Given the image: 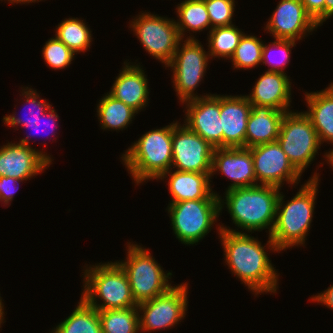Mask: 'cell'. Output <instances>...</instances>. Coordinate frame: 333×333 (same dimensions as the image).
I'll use <instances>...</instances> for the list:
<instances>
[{
    "instance_id": "1",
    "label": "cell",
    "mask_w": 333,
    "mask_h": 333,
    "mask_svg": "<svg viewBox=\"0 0 333 333\" xmlns=\"http://www.w3.org/2000/svg\"><path fill=\"white\" fill-rule=\"evenodd\" d=\"M218 232L224 248V260L231 273L255 293V296L264 292L277 293L279 275L265 249L278 253L279 251L270 236L266 246H263L254 236L230 229L223 224L218 227Z\"/></svg>"
},
{
    "instance_id": "2",
    "label": "cell",
    "mask_w": 333,
    "mask_h": 333,
    "mask_svg": "<svg viewBox=\"0 0 333 333\" xmlns=\"http://www.w3.org/2000/svg\"><path fill=\"white\" fill-rule=\"evenodd\" d=\"M280 190L262 184L226 190L225 200L219 196L220 212L226 204L235 226L249 233L269 229L270 236L276 221Z\"/></svg>"
},
{
    "instance_id": "3",
    "label": "cell",
    "mask_w": 333,
    "mask_h": 333,
    "mask_svg": "<svg viewBox=\"0 0 333 333\" xmlns=\"http://www.w3.org/2000/svg\"><path fill=\"white\" fill-rule=\"evenodd\" d=\"M318 181H320L319 173L313 174L296 195L286 203L283 201L285 196L280 192L276 221L270 234V238L279 252L294 246H305L314 214Z\"/></svg>"
},
{
    "instance_id": "4",
    "label": "cell",
    "mask_w": 333,
    "mask_h": 333,
    "mask_svg": "<svg viewBox=\"0 0 333 333\" xmlns=\"http://www.w3.org/2000/svg\"><path fill=\"white\" fill-rule=\"evenodd\" d=\"M132 144L120 158L137 185L158 180L171 169L172 123L146 132Z\"/></svg>"
},
{
    "instance_id": "5",
    "label": "cell",
    "mask_w": 333,
    "mask_h": 333,
    "mask_svg": "<svg viewBox=\"0 0 333 333\" xmlns=\"http://www.w3.org/2000/svg\"><path fill=\"white\" fill-rule=\"evenodd\" d=\"M81 298L97 310L126 309L138 304L125 271L117 262L99 263L84 269ZM99 299L103 302L98 304Z\"/></svg>"
},
{
    "instance_id": "6",
    "label": "cell",
    "mask_w": 333,
    "mask_h": 333,
    "mask_svg": "<svg viewBox=\"0 0 333 333\" xmlns=\"http://www.w3.org/2000/svg\"><path fill=\"white\" fill-rule=\"evenodd\" d=\"M127 243L126 259L116 262L128 277L136 303L139 304L168 292L173 287L168 280L171 279L172 273L164 272L162 266L148 251L149 249L133 242Z\"/></svg>"
},
{
    "instance_id": "7",
    "label": "cell",
    "mask_w": 333,
    "mask_h": 333,
    "mask_svg": "<svg viewBox=\"0 0 333 333\" xmlns=\"http://www.w3.org/2000/svg\"><path fill=\"white\" fill-rule=\"evenodd\" d=\"M167 211L173 232L179 242L193 245L205 238L217 222L216 219L220 215L219 199L169 203Z\"/></svg>"
},
{
    "instance_id": "8",
    "label": "cell",
    "mask_w": 333,
    "mask_h": 333,
    "mask_svg": "<svg viewBox=\"0 0 333 333\" xmlns=\"http://www.w3.org/2000/svg\"><path fill=\"white\" fill-rule=\"evenodd\" d=\"M293 166L302 174L320 149L317 132L303 112H286L276 140Z\"/></svg>"
},
{
    "instance_id": "9",
    "label": "cell",
    "mask_w": 333,
    "mask_h": 333,
    "mask_svg": "<svg viewBox=\"0 0 333 333\" xmlns=\"http://www.w3.org/2000/svg\"><path fill=\"white\" fill-rule=\"evenodd\" d=\"M181 39L172 61L166 66L173 70V84L180 102L204 97L195 94V89L203 80L209 62V52L205 51L195 36ZM183 44H182V43ZM182 45V46H181ZM181 48V49H180Z\"/></svg>"
},
{
    "instance_id": "10",
    "label": "cell",
    "mask_w": 333,
    "mask_h": 333,
    "mask_svg": "<svg viewBox=\"0 0 333 333\" xmlns=\"http://www.w3.org/2000/svg\"><path fill=\"white\" fill-rule=\"evenodd\" d=\"M132 20L131 31L145 51L166 67L172 61L181 40L175 20L151 12L140 13Z\"/></svg>"
},
{
    "instance_id": "11",
    "label": "cell",
    "mask_w": 333,
    "mask_h": 333,
    "mask_svg": "<svg viewBox=\"0 0 333 333\" xmlns=\"http://www.w3.org/2000/svg\"><path fill=\"white\" fill-rule=\"evenodd\" d=\"M187 295L188 283L185 282L173 286L163 295L139 303L140 333L171 329L181 322L188 307Z\"/></svg>"
},
{
    "instance_id": "12",
    "label": "cell",
    "mask_w": 333,
    "mask_h": 333,
    "mask_svg": "<svg viewBox=\"0 0 333 333\" xmlns=\"http://www.w3.org/2000/svg\"><path fill=\"white\" fill-rule=\"evenodd\" d=\"M182 125L179 121L172 123L171 169L211 173L214 147L184 123Z\"/></svg>"
},
{
    "instance_id": "13",
    "label": "cell",
    "mask_w": 333,
    "mask_h": 333,
    "mask_svg": "<svg viewBox=\"0 0 333 333\" xmlns=\"http://www.w3.org/2000/svg\"><path fill=\"white\" fill-rule=\"evenodd\" d=\"M249 149L257 184L260 181L259 184L281 188L286 181L287 184L298 185L302 174L293 166L277 141Z\"/></svg>"
},
{
    "instance_id": "14",
    "label": "cell",
    "mask_w": 333,
    "mask_h": 333,
    "mask_svg": "<svg viewBox=\"0 0 333 333\" xmlns=\"http://www.w3.org/2000/svg\"><path fill=\"white\" fill-rule=\"evenodd\" d=\"M317 27L300 0H280L264 28L273 35L274 40L298 41Z\"/></svg>"
},
{
    "instance_id": "15",
    "label": "cell",
    "mask_w": 333,
    "mask_h": 333,
    "mask_svg": "<svg viewBox=\"0 0 333 333\" xmlns=\"http://www.w3.org/2000/svg\"><path fill=\"white\" fill-rule=\"evenodd\" d=\"M183 104L187 109L185 125L214 148H222L220 95L206 94Z\"/></svg>"
},
{
    "instance_id": "16",
    "label": "cell",
    "mask_w": 333,
    "mask_h": 333,
    "mask_svg": "<svg viewBox=\"0 0 333 333\" xmlns=\"http://www.w3.org/2000/svg\"><path fill=\"white\" fill-rule=\"evenodd\" d=\"M51 155L20 143L8 142L0 147V176L30 179L49 168Z\"/></svg>"
},
{
    "instance_id": "17",
    "label": "cell",
    "mask_w": 333,
    "mask_h": 333,
    "mask_svg": "<svg viewBox=\"0 0 333 333\" xmlns=\"http://www.w3.org/2000/svg\"><path fill=\"white\" fill-rule=\"evenodd\" d=\"M216 171L232 180L227 190L258 185L249 148H214L211 177Z\"/></svg>"
},
{
    "instance_id": "18",
    "label": "cell",
    "mask_w": 333,
    "mask_h": 333,
    "mask_svg": "<svg viewBox=\"0 0 333 333\" xmlns=\"http://www.w3.org/2000/svg\"><path fill=\"white\" fill-rule=\"evenodd\" d=\"M252 104L245 95H220L222 147H245L247 121Z\"/></svg>"
},
{
    "instance_id": "19",
    "label": "cell",
    "mask_w": 333,
    "mask_h": 333,
    "mask_svg": "<svg viewBox=\"0 0 333 333\" xmlns=\"http://www.w3.org/2000/svg\"><path fill=\"white\" fill-rule=\"evenodd\" d=\"M131 64L133 63L124 62L122 70L108 93L139 113L148 105L150 91L143 68L138 63Z\"/></svg>"
},
{
    "instance_id": "20",
    "label": "cell",
    "mask_w": 333,
    "mask_h": 333,
    "mask_svg": "<svg viewBox=\"0 0 333 333\" xmlns=\"http://www.w3.org/2000/svg\"><path fill=\"white\" fill-rule=\"evenodd\" d=\"M286 73L265 71L258 78L251 94L245 95L251 104L270 106L273 109L290 112L291 85Z\"/></svg>"
},
{
    "instance_id": "21",
    "label": "cell",
    "mask_w": 333,
    "mask_h": 333,
    "mask_svg": "<svg viewBox=\"0 0 333 333\" xmlns=\"http://www.w3.org/2000/svg\"><path fill=\"white\" fill-rule=\"evenodd\" d=\"M168 178V189L172 196L170 203L198 199H219L211 188V173L182 172L172 169L158 179Z\"/></svg>"
},
{
    "instance_id": "22",
    "label": "cell",
    "mask_w": 333,
    "mask_h": 333,
    "mask_svg": "<svg viewBox=\"0 0 333 333\" xmlns=\"http://www.w3.org/2000/svg\"><path fill=\"white\" fill-rule=\"evenodd\" d=\"M285 113L270 106L252 104L247 121L245 148L275 142Z\"/></svg>"
},
{
    "instance_id": "23",
    "label": "cell",
    "mask_w": 333,
    "mask_h": 333,
    "mask_svg": "<svg viewBox=\"0 0 333 333\" xmlns=\"http://www.w3.org/2000/svg\"><path fill=\"white\" fill-rule=\"evenodd\" d=\"M308 110L304 113L310 118L321 144L333 145V83L317 92H305Z\"/></svg>"
},
{
    "instance_id": "24",
    "label": "cell",
    "mask_w": 333,
    "mask_h": 333,
    "mask_svg": "<svg viewBox=\"0 0 333 333\" xmlns=\"http://www.w3.org/2000/svg\"><path fill=\"white\" fill-rule=\"evenodd\" d=\"M51 333H102L99 310L80 298L71 315L53 328Z\"/></svg>"
},
{
    "instance_id": "25",
    "label": "cell",
    "mask_w": 333,
    "mask_h": 333,
    "mask_svg": "<svg viewBox=\"0 0 333 333\" xmlns=\"http://www.w3.org/2000/svg\"><path fill=\"white\" fill-rule=\"evenodd\" d=\"M136 114L138 113L134 109L112 97L108 92L97 105V116L104 130H123L132 123Z\"/></svg>"
},
{
    "instance_id": "26",
    "label": "cell",
    "mask_w": 333,
    "mask_h": 333,
    "mask_svg": "<svg viewBox=\"0 0 333 333\" xmlns=\"http://www.w3.org/2000/svg\"><path fill=\"white\" fill-rule=\"evenodd\" d=\"M179 19L176 22L181 39L185 32L190 30L194 33L205 29L211 30V23L204 0H185L176 7Z\"/></svg>"
},
{
    "instance_id": "27",
    "label": "cell",
    "mask_w": 333,
    "mask_h": 333,
    "mask_svg": "<svg viewBox=\"0 0 333 333\" xmlns=\"http://www.w3.org/2000/svg\"><path fill=\"white\" fill-rule=\"evenodd\" d=\"M55 37L74 53L88 51L92 43V34L84 19L65 18L56 26Z\"/></svg>"
},
{
    "instance_id": "28",
    "label": "cell",
    "mask_w": 333,
    "mask_h": 333,
    "mask_svg": "<svg viewBox=\"0 0 333 333\" xmlns=\"http://www.w3.org/2000/svg\"><path fill=\"white\" fill-rule=\"evenodd\" d=\"M102 333L140 332L138 307L99 310Z\"/></svg>"
},
{
    "instance_id": "29",
    "label": "cell",
    "mask_w": 333,
    "mask_h": 333,
    "mask_svg": "<svg viewBox=\"0 0 333 333\" xmlns=\"http://www.w3.org/2000/svg\"><path fill=\"white\" fill-rule=\"evenodd\" d=\"M208 52L209 56L213 58H226L230 59L239 45L240 39L244 32L234 24L229 26L216 27L208 32Z\"/></svg>"
},
{
    "instance_id": "30",
    "label": "cell",
    "mask_w": 333,
    "mask_h": 333,
    "mask_svg": "<svg viewBox=\"0 0 333 333\" xmlns=\"http://www.w3.org/2000/svg\"><path fill=\"white\" fill-rule=\"evenodd\" d=\"M254 35L243 34L234 55L230 58L233 68L248 70L262 62L263 41Z\"/></svg>"
},
{
    "instance_id": "31",
    "label": "cell",
    "mask_w": 333,
    "mask_h": 333,
    "mask_svg": "<svg viewBox=\"0 0 333 333\" xmlns=\"http://www.w3.org/2000/svg\"><path fill=\"white\" fill-rule=\"evenodd\" d=\"M294 40L275 39L270 45L264 44L262 49V64L270 67L268 71H278L285 73L284 69L290 61L291 48L296 46ZM279 53L281 57L275 59L274 52ZM273 54V55H272ZM274 59H272L273 57ZM277 56V54H276ZM279 59V61H278Z\"/></svg>"
},
{
    "instance_id": "32",
    "label": "cell",
    "mask_w": 333,
    "mask_h": 333,
    "mask_svg": "<svg viewBox=\"0 0 333 333\" xmlns=\"http://www.w3.org/2000/svg\"><path fill=\"white\" fill-rule=\"evenodd\" d=\"M42 49L45 63L54 70H61L69 66L76 55V53L56 37L46 41Z\"/></svg>"
},
{
    "instance_id": "33",
    "label": "cell",
    "mask_w": 333,
    "mask_h": 333,
    "mask_svg": "<svg viewBox=\"0 0 333 333\" xmlns=\"http://www.w3.org/2000/svg\"><path fill=\"white\" fill-rule=\"evenodd\" d=\"M22 92L20 94V96H23L25 99V102L27 104H30L33 108L30 107V112H29V116L32 118H25L24 119L17 117L16 113H12L11 115H6L3 117V123H5L8 126L11 127H15V125L19 122V121H33L34 119H38L40 115H43L46 111H48V109L52 106L51 104L47 103L46 99H41L40 95L36 92V90L29 88V87H24L21 88ZM35 109V110H34ZM34 110V111H33ZM37 111V112H35Z\"/></svg>"
},
{
    "instance_id": "34",
    "label": "cell",
    "mask_w": 333,
    "mask_h": 333,
    "mask_svg": "<svg viewBox=\"0 0 333 333\" xmlns=\"http://www.w3.org/2000/svg\"><path fill=\"white\" fill-rule=\"evenodd\" d=\"M209 14L211 29L233 25L235 0H204Z\"/></svg>"
},
{
    "instance_id": "35",
    "label": "cell",
    "mask_w": 333,
    "mask_h": 333,
    "mask_svg": "<svg viewBox=\"0 0 333 333\" xmlns=\"http://www.w3.org/2000/svg\"><path fill=\"white\" fill-rule=\"evenodd\" d=\"M58 114L56 113L55 109L52 108V106L48 109V111H46L43 115H40L38 119H34L33 121H19L16 125H15V128L17 129L18 127L17 126H21L23 128H31L34 129V130H37L39 131V128L41 126H45V127H48L50 126V123L53 124L52 127H54V129L51 131L52 132V136L54 137L55 133L53 134V132L55 131V127L57 126V124H55L57 121H58ZM48 118V119H47ZM45 119V120H44ZM42 120V122H41ZM48 121V122H47ZM42 123V125H41ZM47 123V124H46ZM44 124V125H43ZM56 125V126H54ZM42 130H45L44 128ZM35 132V131H34ZM43 133V132H42ZM33 134V133H32ZM50 134V133H49ZM35 135V133L33 134ZM49 136V135H48ZM30 137V134L27 135L26 137L20 139L19 143L20 144H24L26 146H29V138ZM31 137H33L31 135Z\"/></svg>"
},
{
    "instance_id": "36",
    "label": "cell",
    "mask_w": 333,
    "mask_h": 333,
    "mask_svg": "<svg viewBox=\"0 0 333 333\" xmlns=\"http://www.w3.org/2000/svg\"><path fill=\"white\" fill-rule=\"evenodd\" d=\"M27 181L28 179H16L13 177L0 176V202L6 205H11L13 196L19 189V182Z\"/></svg>"
},
{
    "instance_id": "37",
    "label": "cell",
    "mask_w": 333,
    "mask_h": 333,
    "mask_svg": "<svg viewBox=\"0 0 333 333\" xmlns=\"http://www.w3.org/2000/svg\"><path fill=\"white\" fill-rule=\"evenodd\" d=\"M306 12L314 19L320 27L325 22V0H300Z\"/></svg>"
},
{
    "instance_id": "38",
    "label": "cell",
    "mask_w": 333,
    "mask_h": 333,
    "mask_svg": "<svg viewBox=\"0 0 333 333\" xmlns=\"http://www.w3.org/2000/svg\"><path fill=\"white\" fill-rule=\"evenodd\" d=\"M310 299L317 303H322V305H326L327 308L333 310V285L318 293V295H313Z\"/></svg>"
},
{
    "instance_id": "39",
    "label": "cell",
    "mask_w": 333,
    "mask_h": 333,
    "mask_svg": "<svg viewBox=\"0 0 333 333\" xmlns=\"http://www.w3.org/2000/svg\"><path fill=\"white\" fill-rule=\"evenodd\" d=\"M333 16V0H325V21Z\"/></svg>"
},
{
    "instance_id": "40",
    "label": "cell",
    "mask_w": 333,
    "mask_h": 333,
    "mask_svg": "<svg viewBox=\"0 0 333 333\" xmlns=\"http://www.w3.org/2000/svg\"><path fill=\"white\" fill-rule=\"evenodd\" d=\"M1 1H3V0H1ZM5 1V0H4ZM6 1H8L9 3H11V4H14V3H16V4H18V3H20V4H25V3H32V2H36L37 1V3L38 2H40V1H42V0H6Z\"/></svg>"
},
{
    "instance_id": "41",
    "label": "cell",
    "mask_w": 333,
    "mask_h": 333,
    "mask_svg": "<svg viewBox=\"0 0 333 333\" xmlns=\"http://www.w3.org/2000/svg\"><path fill=\"white\" fill-rule=\"evenodd\" d=\"M324 156L326 158L327 163H329V165H331V168H333V149L324 154Z\"/></svg>"
},
{
    "instance_id": "42",
    "label": "cell",
    "mask_w": 333,
    "mask_h": 333,
    "mask_svg": "<svg viewBox=\"0 0 333 333\" xmlns=\"http://www.w3.org/2000/svg\"><path fill=\"white\" fill-rule=\"evenodd\" d=\"M4 303L2 302V298L0 296V328H1V324L4 322Z\"/></svg>"
}]
</instances>
